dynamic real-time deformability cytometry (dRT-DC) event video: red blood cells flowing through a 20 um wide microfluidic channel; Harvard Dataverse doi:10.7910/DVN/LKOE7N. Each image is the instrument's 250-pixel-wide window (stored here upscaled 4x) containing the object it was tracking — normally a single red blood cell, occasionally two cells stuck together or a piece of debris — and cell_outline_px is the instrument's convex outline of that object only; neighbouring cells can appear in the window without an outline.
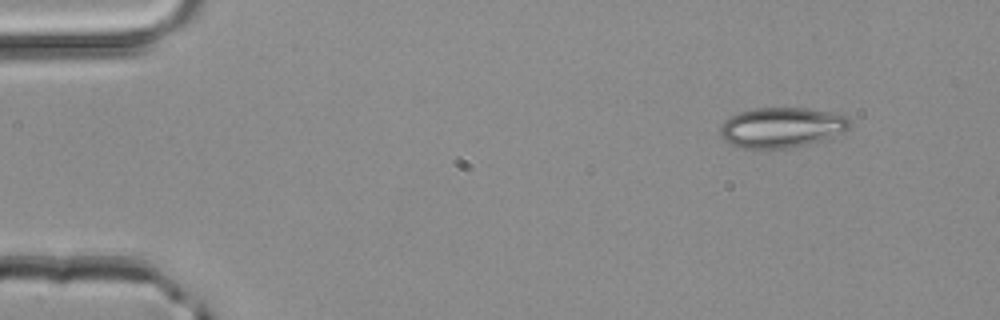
{"species": "common noctule bat (a hibernating species)", "species_latin": "Nyctalus noctula", "temperature_condition": "room temperature", "stored_images_in_passage": 3, "camera_frame_rate_fps": 3000, "um_per_image_px": 0.085, "animal": {"sex": "male", "body_mass_g": 20.4}, "frame": {"image": 1, "passage_image": 1, "time_ms": 0.0, "image_size_px": [1000, 320], "cell_outline_px": [[852, 128], [844, 132], [820, 140], [788, 148], [744, 148], [732, 144], [724, 140], [720, 136], [720, 128], [724, 120], [740, 112], [756, 108], [804, 108], [832, 112], [848, 116]], "centroid_in_image_um": [66.46, 10.82], "position_along_channel_um": 18.5, "area_um2": 30.17}}